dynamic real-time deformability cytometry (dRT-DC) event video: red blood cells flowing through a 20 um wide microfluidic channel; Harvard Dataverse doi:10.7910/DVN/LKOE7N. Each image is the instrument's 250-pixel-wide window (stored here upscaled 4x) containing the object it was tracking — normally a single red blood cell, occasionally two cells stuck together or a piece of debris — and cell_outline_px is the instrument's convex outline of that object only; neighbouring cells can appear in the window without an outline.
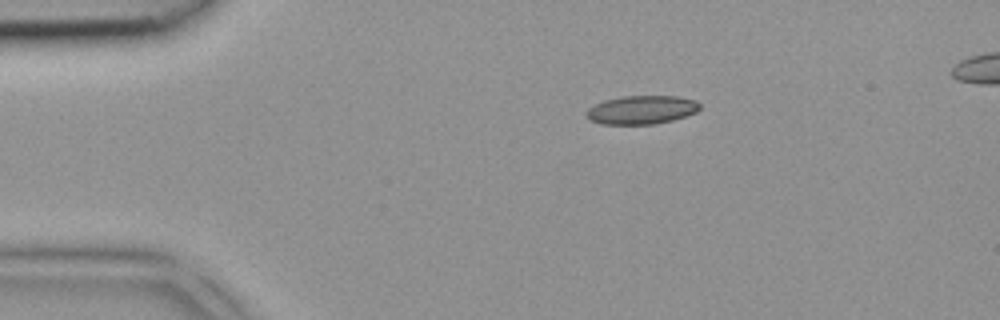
{"species": "common noctule bat (a hibernating species)", "species_latin": "Nyctalus noctula", "temperature_condition": "room temperature", "stored_images_in_passage": 36, "camera_frame_rate_fps": 3000, "um_per_image_px": 0.085, "animal": {"sex": "female", "body_mass_g": 18.4}, "frame": {"image": 1, "passage_image": 1, "time_ms": 0.0, "image_size_px": [1000, 320], "cell_outline_px": [[700, 108], [696, 112], [672, 120], [652, 124], [600, 124], [592, 120], [584, 112], [588, 108], [604, 100], [624, 96], [676, 96], [696, 100], [700, 104]], "centroid_in_image_um": [54.54, 9.33], "position_along_channel_um": 30.5, "area_um2": 18.73}}
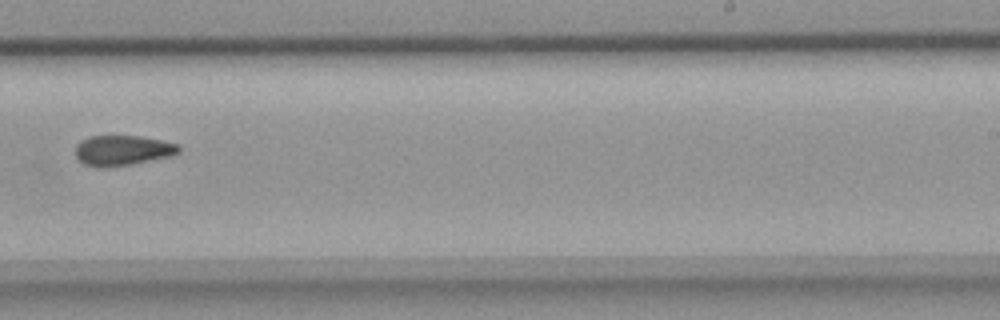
{"frame": {"image": 2, "passage_image": 20, "time_ms": 6.333, "image_size_px": [1000, 320], "cell_outline_px": [[180, 152], [172, 156], [132, 164], [108, 168], [100, 168], [84, 164], [76, 156], [76, 144], [80, 140], [88, 136], [140, 136], [160, 140], [176, 144], [180, 148]], "centroid_in_image_um": [10.39, 12.79], "position_along_channel_um": 278.6, "area_um2": 18.32}}
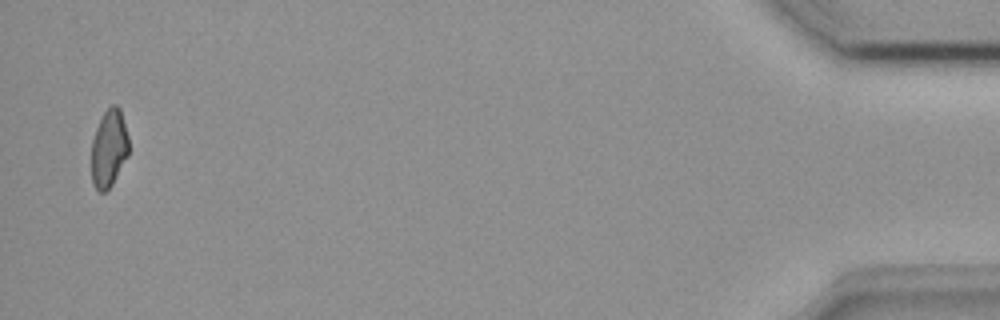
{"frame": {"image": 3, "passage_image": 35, "time_ms": 11.333, "image_size_px": [1000, 320], "cell_outline_px": [[128, 156], [112, 184], [104, 192], [100, 192], [92, 184], [92, 140], [96, 128], [104, 112], [112, 104], [116, 104], [120, 108], [128, 136]], "centroid_in_image_um": [9.26, 12.61], "position_along_channel_um": 425.9, "area_um2": 16.76}}